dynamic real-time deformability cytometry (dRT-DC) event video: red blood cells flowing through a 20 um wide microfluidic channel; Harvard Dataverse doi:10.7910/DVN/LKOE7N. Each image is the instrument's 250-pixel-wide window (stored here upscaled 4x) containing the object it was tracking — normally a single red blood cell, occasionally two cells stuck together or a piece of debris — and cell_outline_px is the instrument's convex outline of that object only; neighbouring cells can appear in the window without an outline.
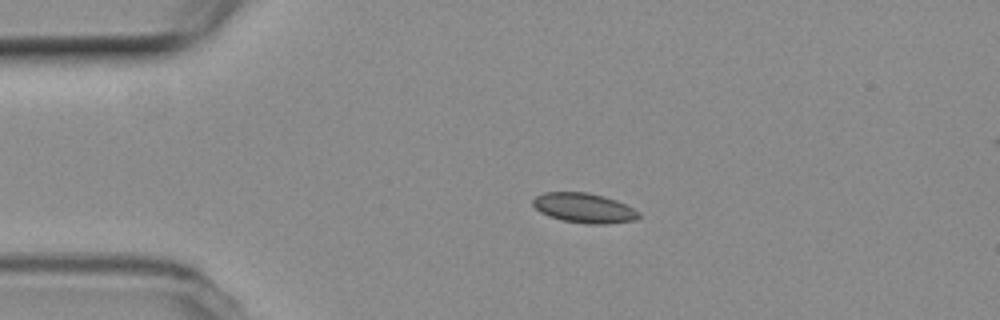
{"species": "common noctule bat (a hibernating species)", "species_latin": "Nyctalus noctula", "temperature_condition": "room temperature", "stored_images_in_passage": 44, "camera_frame_rate_fps": 3000, "um_per_image_px": 0.085, "animal": {"sex": "female", "body_mass_g": 19.3, "forearm_length_mm": 54.1}, "frame": {"image": 1, "passage_image": 1, "time_ms": 0.0, "image_size_px": [1000, 320], "cell_outline_px": [[640, 216], [636, 220], [608, 224], [588, 224], [560, 220], [548, 216], [540, 212], [532, 204], [532, 200], [536, 196], [544, 192], [588, 192], [604, 196], [616, 200], [640, 212]], "centroid_in_image_um": [49.63, 17.68], "position_along_channel_um": 35.4, "area_um2": 18.5}}
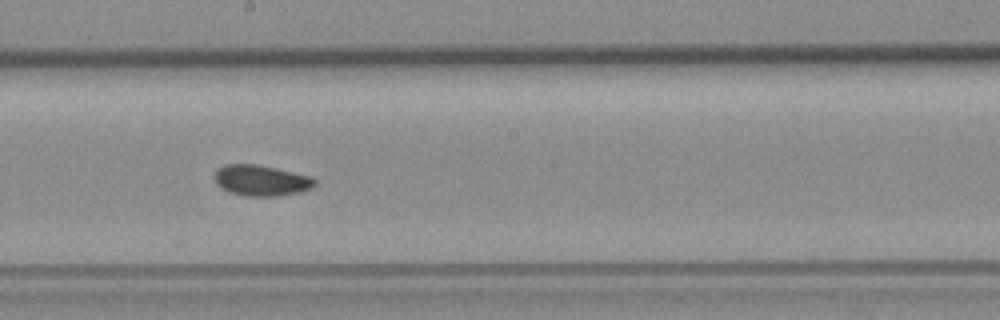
{"frame": {"image": 2, "passage_image": 19, "time_ms": 6.0, "image_size_px": [1000, 320], "cell_outline_px": [[316, 184], [312, 188], [300, 192], [276, 196], [244, 196], [228, 192], [216, 184], [212, 176], [216, 168], [224, 164], [256, 164], [276, 168], [312, 176], [316, 180]], "centroid_in_image_um": [22.16, 15.33], "position_along_channel_um": 226.0, "area_um2": 18.38}}
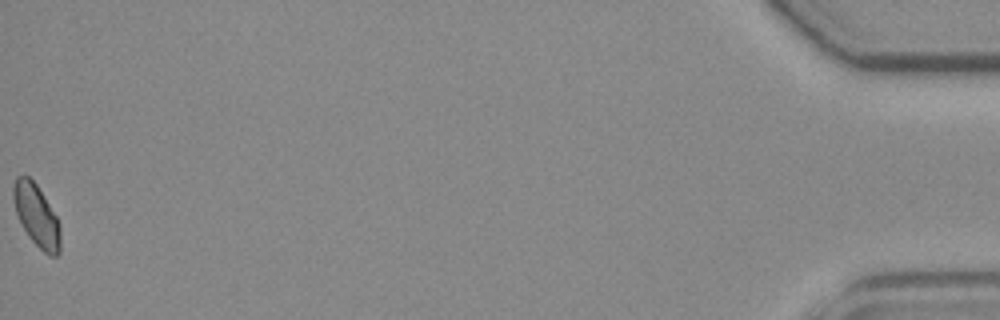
{"frame": {"image": 3, "passage_image": 44, "time_ms": 14.333, "image_size_px": [1000, 320], "cell_outline_px": [[60, 252], [56, 256], [48, 256], [28, 236], [16, 212], [12, 196], [12, 188], [16, 176], [24, 172], [36, 184], [56, 216], [60, 224]], "centroid_in_image_um": [3.09, 18.29], "position_along_channel_um": 432.1, "area_um2": 16.99}, "authors_computed_cell_mechanics": {"area_um2": 17.4556, "velocity_mm_per_s": 3.7805, "shape_relaxation_time_tau1_ms": null, "shape_relaxation_time_tau2_ms": 5.1174, "deformation_change_tau1": null, "deformation_change_tau2": 0.0678}}